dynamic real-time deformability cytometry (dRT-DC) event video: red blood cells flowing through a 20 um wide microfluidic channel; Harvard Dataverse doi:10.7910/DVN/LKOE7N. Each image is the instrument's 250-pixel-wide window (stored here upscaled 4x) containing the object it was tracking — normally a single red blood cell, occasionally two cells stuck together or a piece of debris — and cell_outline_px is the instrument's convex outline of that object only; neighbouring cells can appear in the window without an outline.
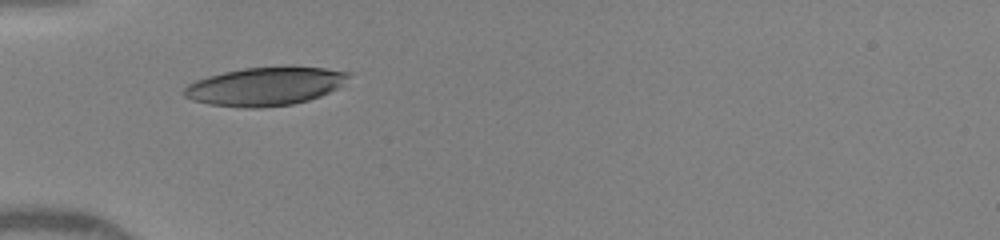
{"species": "human", "species_latin": "Homo sapiens", "temperature_condition": "warm", "stored_images_in_passage": 27, "camera_frame_rate_fps": 3000, "um_per_image_px": 0.085, "donor": {"sex": "female"}, "frame": {"image": 1, "passage_image": 1, "time_ms": 0.0, "image_size_px": [1000, 240], "cell_outline_px": [[352, 72], [336, 88], [320, 96], [308, 100], [292, 104], [260, 108], [244, 108], [208, 104], [192, 100], [184, 96], [184, 88], [188, 84], [196, 80], [208, 76], [224, 72], [244, 68], [288, 64], [324, 68]], "centroid_in_image_um": [22.53, 7.31], "position_along_channel_um": 62.5, "area_um2": 37.22}}
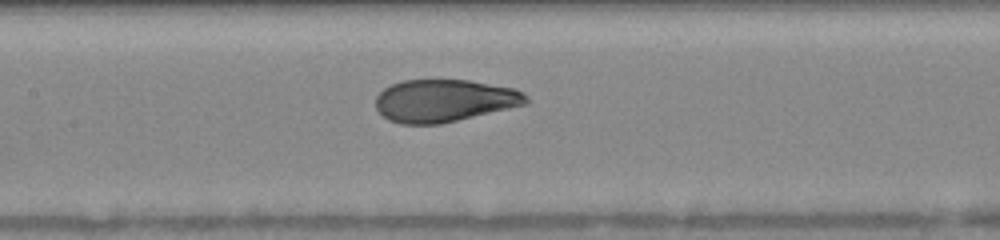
{"frame": {"image": 2, "passage_image": 7, "time_ms": 2.667, "image_size_px": [1000, 240], "cell_outline_px": [[528, 104], [440, 124], [400, 124], [388, 120], [376, 108], [376, 96], [384, 88], [392, 84], [404, 80], [468, 80], [516, 88], [524, 92], [528, 96]], "centroid_in_image_um": [37.79, 8.55], "position_along_channel_um": 169.6, "area_um2": 37.34}}
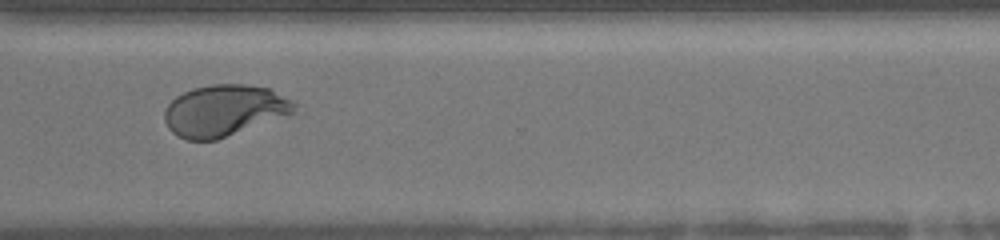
{"frame": {"image": 3, "passage_image": 18, "time_ms": 7.0, "image_size_px": [1000, 240], "cell_outline_px": [[296, 112], [216, 140], [188, 140], [176, 136], [168, 128], [164, 120], [164, 112], [168, 104], [176, 96], [184, 92], [196, 88], [212, 84], [244, 84], [268, 88], [292, 100], [296, 104]], "centroid_in_image_um": [19.04, 9.4], "position_along_channel_um": 351.6, "area_um2": 38.67}, "authors_computed_cell_mechanics": {"area_um2": 38.726, "velocity_mm_per_s": 4.2202, "shape_relaxation_time_tau1_ms": 5.4823, "shape_relaxation_time_tau2_ms": null, "deformation_change_tau1": 0.2268, "deformation_change_tau2": null}}